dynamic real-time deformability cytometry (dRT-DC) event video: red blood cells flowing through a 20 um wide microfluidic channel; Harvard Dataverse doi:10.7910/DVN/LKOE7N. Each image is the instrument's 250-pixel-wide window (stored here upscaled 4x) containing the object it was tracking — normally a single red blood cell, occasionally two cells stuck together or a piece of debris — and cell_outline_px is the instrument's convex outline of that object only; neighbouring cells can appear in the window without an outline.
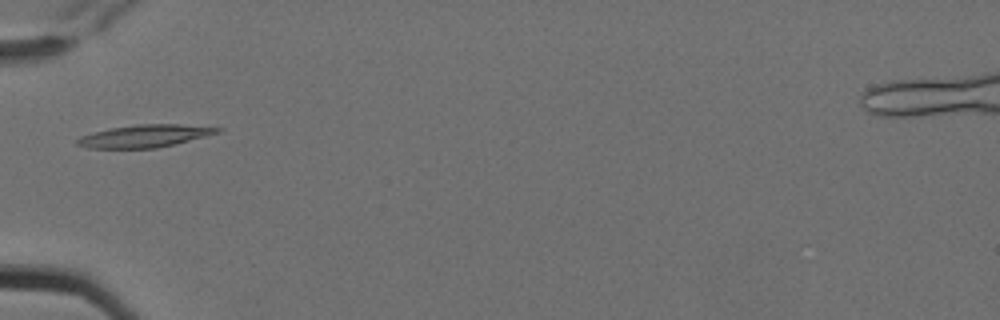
{"species": "Egyptian fruit bat (a non-hibernating species)", "species_latin": "Rousettus aegyptiacus", "temperature_condition": "cold", "stored_images_in_passage": 4, "camera_frame_rate_fps": 3000, "um_per_image_px": 0.085, "animal": {"sex": "female"}, "frame": {"image": 1, "passage_image": 1, "time_ms": 0.0, "image_size_px": [1000, 320], "cell_outline_px": [[224, 128], [220, 132], [176, 144], [156, 148], [88, 148], [76, 144], [76, 140], [80, 136], [112, 128], [136, 124], [180, 124]], "centroid_in_image_um": [12.33, 11.56], "position_along_channel_um": 72.7, "area_um2": 18.26}}
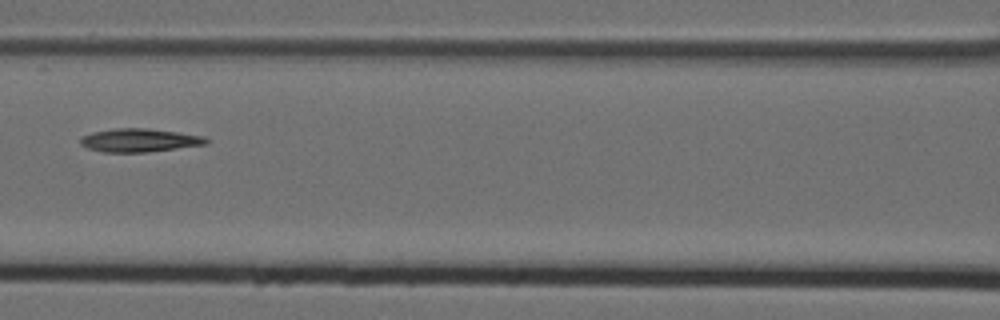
{"frame": {"image": 2, "passage_image": 3, "time_ms": 0.667, "image_size_px": [1000, 320], "cell_outline_px": [[208, 144], [144, 152], [104, 152], [88, 148], [80, 144], [80, 136], [92, 132], [116, 128], [148, 128], [204, 136], [208, 140]], "centroid_in_image_um": [11.81, 11.91], "position_along_channel_um": 154.8, "area_um2": 16.99}}
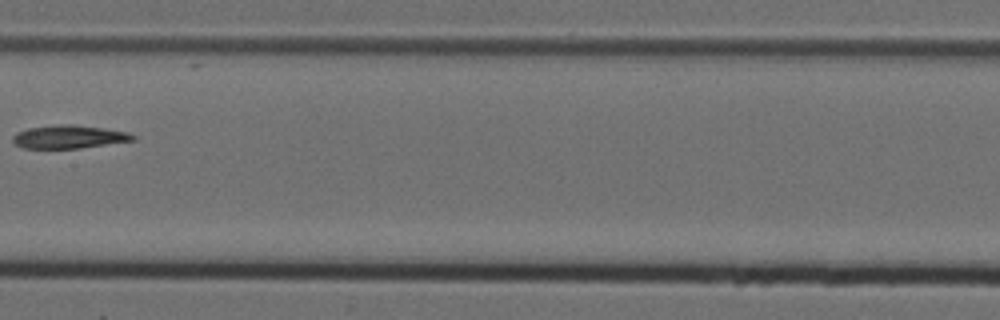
{"frame": {"image": 3, "passage_image": 4, "time_ms": 1.0, "image_size_px": [1000, 320], "cell_outline_px": [[136, 140], [80, 148], [24, 148], [16, 144], [12, 140], [12, 136], [16, 132], [28, 128], [60, 124], [72, 124], [128, 132], [136, 136]], "centroid_in_image_um": [5.85, 11.63], "position_along_channel_um": 201.5, "area_um2": 16.13}}